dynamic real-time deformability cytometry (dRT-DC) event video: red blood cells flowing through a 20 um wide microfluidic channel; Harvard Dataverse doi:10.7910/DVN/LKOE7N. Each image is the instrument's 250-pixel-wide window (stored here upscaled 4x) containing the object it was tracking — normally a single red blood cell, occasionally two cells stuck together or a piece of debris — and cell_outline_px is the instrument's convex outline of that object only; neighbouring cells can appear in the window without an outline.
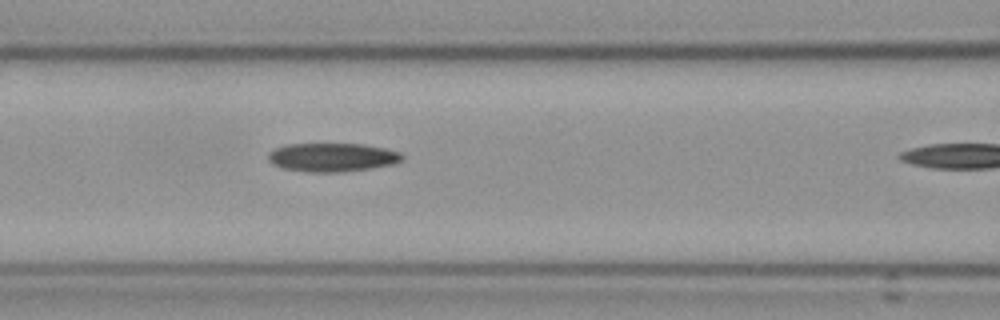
{"species": "Egyptian fruit bat (a non-hibernating species)", "species_latin": "Rousettus aegyptiacus", "temperature_condition": "cold", "stored_images_in_passage": 5, "camera_frame_rate_fps": 3000, "um_per_image_px": 0.085, "frame": {"image": 1, "passage_image": 4, "time_ms": 3.333, "image_size_px": [1000, 320], "cell_outline_px": [[404, 156], [400, 160], [392, 164], [368, 168], [340, 172], [308, 172], [280, 168], [272, 164], [268, 160], [268, 152], [276, 148], [288, 144], [364, 144], [384, 148], [400, 152]], "centroid_in_image_um": [28.19, 13.37], "position_along_channel_um": 138.4, "area_um2": 22.25}}